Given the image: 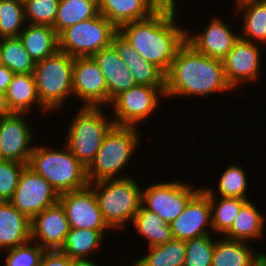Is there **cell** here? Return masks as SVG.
<instances>
[{"label":"cell","mask_w":266,"mask_h":266,"mask_svg":"<svg viewBox=\"0 0 266 266\" xmlns=\"http://www.w3.org/2000/svg\"><path fill=\"white\" fill-rule=\"evenodd\" d=\"M175 15L156 11L145 19L118 28L142 58L165 74L170 70L177 51L186 43L187 32L175 23Z\"/></svg>","instance_id":"obj_1"},{"label":"cell","mask_w":266,"mask_h":266,"mask_svg":"<svg viewBox=\"0 0 266 266\" xmlns=\"http://www.w3.org/2000/svg\"><path fill=\"white\" fill-rule=\"evenodd\" d=\"M230 89L223 61L197 52L187 42L177 51L166 74L165 96H204Z\"/></svg>","instance_id":"obj_2"},{"label":"cell","mask_w":266,"mask_h":266,"mask_svg":"<svg viewBox=\"0 0 266 266\" xmlns=\"http://www.w3.org/2000/svg\"><path fill=\"white\" fill-rule=\"evenodd\" d=\"M34 147L27 166L47 180L60 195L89 185L86 167L67 148Z\"/></svg>","instance_id":"obj_3"},{"label":"cell","mask_w":266,"mask_h":266,"mask_svg":"<svg viewBox=\"0 0 266 266\" xmlns=\"http://www.w3.org/2000/svg\"><path fill=\"white\" fill-rule=\"evenodd\" d=\"M89 186L95 187L93 189L100 211L110 229L123 227L127 221H133L142 204V189L135 180L120 176L93 182Z\"/></svg>","instance_id":"obj_4"},{"label":"cell","mask_w":266,"mask_h":266,"mask_svg":"<svg viewBox=\"0 0 266 266\" xmlns=\"http://www.w3.org/2000/svg\"><path fill=\"white\" fill-rule=\"evenodd\" d=\"M136 132V127L132 126L114 125L109 130L94 160L86 168L89 184L115 179L136 150L139 143Z\"/></svg>","instance_id":"obj_5"},{"label":"cell","mask_w":266,"mask_h":266,"mask_svg":"<svg viewBox=\"0 0 266 266\" xmlns=\"http://www.w3.org/2000/svg\"><path fill=\"white\" fill-rule=\"evenodd\" d=\"M74 57L57 51L36 62L33 75L41 104L49 111L62 107L67 96L73 94Z\"/></svg>","instance_id":"obj_6"},{"label":"cell","mask_w":266,"mask_h":266,"mask_svg":"<svg viewBox=\"0 0 266 266\" xmlns=\"http://www.w3.org/2000/svg\"><path fill=\"white\" fill-rule=\"evenodd\" d=\"M82 108L68 128L65 145L87 168L94 160L105 136L115 123L112 119L109 121L110 119L104 116L100 107Z\"/></svg>","instance_id":"obj_7"},{"label":"cell","mask_w":266,"mask_h":266,"mask_svg":"<svg viewBox=\"0 0 266 266\" xmlns=\"http://www.w3.org/2000/svg\"><path fill=\"white\" fill-rule=\"evenodd\" d=\"M118 28L100 13L63 30L59 35V51L72 57L93 56L112 44Z\"/></svg>","instance_id":"obj_8"},{"label":"cell","mask_w":266,"mask_h":266,"mask_svg":"<svg viewBox=\"0 0 266 266\" xmlns=\"http://www.w3.org/2000/svg\"><path fill=\"white\" fill-rule=\"evenodd\" d=\"M166 87L136 85L121 92L111 102L115 107V125L135 127L145 120L158 106L161 96L165 95ZM159 97V98H158Z\"/></svg>","instance_id":"obj_9"},{"label":"cell","mask_w":266,"mask_h":266,"mask_svg":"<svg viewBox=\"0 0 266 266\" xmlns=\"http://www.w3.org/2000/svg\"><path fill=\"white\" fill-rule=\"evenodd\" d=\"M59 201V194L51 184L26 166L10 201L12 205L30 220L47 207Z\"/></svg>","instance_id":"obj_10"},{"label":"cell","mask_w":266,"mask_h":266,"mask_svg":"<svg viewBox=\"0 0 266 266\" xmlns=\"http://www.w3.org/2000/svg\"><path fill=\"white\" fill-rule=\"evenodd\" d=\"M200 189L192 190L189 184L180 182L158 183L142 190L141 205L170 224Z\"/></svg>","instance_id":"obj_11"},{"label":"cell","mask_w":266,"mask_h":266,"mask_svg":"<svg viewBox=\"0 0 266 266\" xmlns=\"http://www.w3.org/2000/svg\"><path fill=\"white\" fill-rule=\"evenodd\" d=\"M59 202L65 209L70 228L96 231L110 228L103 219L94 189L89 185L60 194Z\"/></svg>","instance_id":"obj_12"},{"label":"cell","mask_w":266,"mask_h":266,"mask_svg":"<svg viewBox=\"0 0 266 266\" xmlns=\"http://www.w3.org/2000/svg\"><path fill=\"white\" fill-rule=\"evenodd\" d=\"M72 81L73 94L83 99V107H100L109 103L104 75L92 56L74 57Z\"/></svg>","instance_id":"obj_13"},{"label":"cell","mask_w":266,"mask_h":266,"mask_svg":"<svg viewBox=\"0 0 266 266\" xmlns=\"http://www.w3.org/2000/svg\"><path fill=\"white\" fill-rule=\"evenodd\" d=\"M26 113H16L0 118V160L28 164L34 146L31 127L24 119Z\"/></svg>","instance_id":"obj_14"},{"label":"cell","mask_w":266,"mask_h":266,"mask_svg":"<svg viewBox=\"0 0 266 266\" xmlns=\"http://www.w3.org/2000/svg\"><path fill=\"white\" fill-rule=\"evenodd\" d=\"M174 239L182 241L209 234L205 226L212 227L209 194L201 188L187 203L181 213L170 224Z\"/></svg>","instance_id":"obj_15"},{"label":"cell","mask_w":266,"mask_h":266,"mask_svg":"<svg viewBox=\"0 0 266 266\" xmlns=\"http://www.w3.org/2000/svg\"><path fill=\"white\" fill-rule=\"evenodd\" d=\"M254 43V41L240 36L222 60L226 80L232 89L239 82L255 81L259 74L261 55L259 46Z\"/></svg>","instance_id":"obj_16"},{"label":"cell","mask_w":266,"mask_h":266,"mask_svg":"<svg viewBox=\"0 0 266 266\" xmlns=\"http://www.w3.org/2000/svg\"><path fill=\"white\" fill-rule=\"evenodd\" d=\"M69 230L65 209L58 201L31 220V241L39 238L44 250H59Z\"/></svg>","instance_id":"obj_17"},{"label":"cell","mask_w":266,"mask_h":266,"mask_svg":"<svg viewBox=\"0 0 266 266\" xmlns=\"http://www.w3.org/2000/svg\"><path fill=\"white\" fill-rule=\"evenodd\" d=\"M111 45L131 71L137 85L166 87V74L142 58L119 31L114 35Z\"/></svg>","instance_id":"obj_18"},{"label":"cell","mask_w":266,"mask_h":266,"mask_svg":"<svg viewBox=\"0 0 266 266\" xmlns=\"http://www.w3.org/2000/svg\"><path fill=\"white\" fill-rule=\"evenodd\" d=\"M239 37L221 19L214 18L202 34L189 36L187 32L186 42L205 56L223 60Z\"/></svg>","instance_id":"obj_19"},{"label":"cell","mask_w":266,"mask_h":266,"mask_svg":"<svg viewBox=\"0 0 266 266\" xmlns=\"http://www.w3.org/2000/svg\"><path fill=\"white\" fill-rule=\"evenodd\" d=\"M92 57L104 75L108 89L109 104L121 92L137 85L131 71L126 67L112 45L101 49Z\"/></svg>","instance_id":"obj_20"},{"label":"cell","mask_w":266,"mask_h":266,"mask_svg":"<svg viewBox=\"0 0 266 266\" xmlns=\"http://www.w3.org/2000/svg\"><path fill=\"white\" fill-rule=\"evenodd\" d=\"M31 241V220L10 201H0V250L12 249Z\"/></svg>","instance_id":"obj_21"},{"label":"cell","mask_w":266,"mask_h":266,"mask_svg":"<svg viewBox=\"0 0 266 266\" xmlns=\"http://www.w3.org/2000/svg\"><path fill=\"white\" fill-rule=\"evenodd\" d=\"M19 38L35 63L59 50L58 34L50 25L29 24L21 31Z\"/></svg>","instance_id":"obj_22"},{"label":"cell","mask_w":266,"mask_h":266,"mask_svg":"<svg viewBox=\"0 0 266 266\" xmlns=\"http://www.w3.org/2000/svg\"><path fill=\"white\" fill-rule=\"evenodd\" d=\"M98 10L117 28L156 12L147 0H98Z\"/></svg>","instance_id":"obj_23"},{"label":"cell","mask_w":266,"mask_h":266,"mask_svg":"<svg viewBox=\"0 0 266 266\" xmlns=\"http://www.w3.org/2000/svg\"><path fill=\"white\" fill-rule=\"evenodd\" d=\"M6 99L12 112L27 113L34 103L44 112L48 111L40 102L33 73L15 74L9 83Z\"/></svg>","instance_id":"obj_24"},{"label":"cell","mask_w":266,"mask_h":266,"mask_svg":"<svg viewBox=\"0 0 266 266\" xmlns=\"http://www.w3.org/2000/svg\"><path fill=\"white\" fill-rule=\"evenodd\" d=\"M247 246L246 242L226 237L216 241L211 266H252L263 253L255 255Z\"/></svg>","instance_id":"obj_25"},{"label":"cell","mask_w":266,"mask_h":266,"mask_svg":"<svg viewBox=\"0 0 266 266\" xmlns=\"http://www.w3.org/2000/svg\"><path fill=\"white\" fill-rule=\"evenodd\" d=\"M264 215L252 202L247 201L239 210L231 228L224 234L226 238L248 241L262 236Z\"/></svg>","instance_id":"obj_26"},{"label":"cell","mask_w":266,"mask_h":266,"mask_svg":"<svg viewBox=\"0 0 266 266\" xmlns=\"http://www.w3.org/2000/svg\"><path fill=\"white\" fill-rule=\"evenodd\" d=\"M98 14V0H59L57 17L52 27L59 35L66 28Z\"/></svg>","instance_id":"obj_27"},{"label":"cell","mask_w":266,"mask_h":266,"mask_svg":"<svg viewBox=\"0 0 266 266\" xmlns=\"http://www.w3.org/2000/svg\"><path fill=\"white\" fill-rule=\"evenodd\" d=\"M132 222L138 233L149 240V247L165 244L173 239L170 225L142 205Z\"/></svg>","instance_id":"obj_28"},{"label":"cell","mask_w":266,"mask_h":266,"mask_svg":"<svg viewBox=\"0 0 266 266\" xmlns=\"http://www.w3.org/2000/svg\"><path fill=\"white\" fill-rule=\"evenodd\" d=\"M148 255L135 261L133 266H183L186 257L185 241L169 242L149 247Z\"/></svg>","instance_id":"obj_29"},{"label":"cell","mask_w":266,"mask_h":266,"mask_svg":"<svg viewBox=\"0 0 266 266\" xmlns=\"http://www.w3.org/2000/svg\"><path fill=\"white\" fill-rule=\"evenodd\" d=\"M0 64L15 74L33 73L35 67L19 36L0 39Z\"/></svg>","instance_id":"obj_30"},{"label":"cell","mask_w":266,"mask_h":266,"mask_svg":"<svg viewBox=\"0 0 266 266\" xmlns=\"http://www.w3.org/2000/svg\"><path fill=\"white\" fill-rule=\"evenodd\" d=\"M103 237L104 231L70 228L59 251L71 259H84L97 249Z\"/></svg>","instance_id":"obj_31"},{"label":"cell","mask_w":266,"mask_h":266,"mask_svg":"<svg viewBox=\"0 0 266 266\" xmlns=\"http://www.w3.org/2000/svg\"><path fill=\"white\" fill-rule=\"evenodd\" d=\"M203 189L209 194L211 203V228L216 230L215 232L224 235L231 228L241 207L249 200L221 196L220 201L216 203L217 199L214 196V191L206 187Z\"/></svg>","instance_id":"obj_32"},{"label":"cell","mask_w":266,"mask_h":266,"mask_svg":"<svg viewBox=\"0 0 266 266\" xmlns=\"http://www.w3.org/2000/svg\"><path fill=\"white\" fill-rule=\"evenodd\" d=\"M237 10L245 11L244 35L257 42L266 43V0H252L237 4Z\"/></svg>","instance_id":"obj_33"},{"label":"cell","mask_w":266,"mask_h":266,"mask_svg":"<svg viewBox=\"0 0 266 266\" xmlns=\"http://www.w3.org/2000/svg\"><path fill=\"white\" fill-rule=\"evenodd\" d=\"M25 20L24 2L0 0V38L18 37Z\"/></svg>","instance_id":"obj_34"},{"label":"cell","mask_w":266,"mask_h":266,"mask_svg":"<svg viewBox=\"0 0 266 266\" xmlns=\"http://www.w3.org/2000/svg\"><path fill=\"white\" fill-rule=\"evenodd\" d=\"M186 257L183 266H211L215 241L210 234L185 241Z\"/></svg>","instance_id":"obj_35"},{"label":"cell","mask_w":266,"mask_h":266,"mask_svg":"<svg viewBox=\"0 0 266 266\" xmlns=\"http://www.w3.org/2000/svg\"><path fill=\"white\" fill-rule=\"evenodd\" d=\"M243 168L232 165L228 167L222 174L218 191L222 197L239 198L248 200L246 198L247 177Z\"/></svg>","instance_id":"obj_36"},{"label":"cell","mask_w":266,"mask_h":266,"mask_svg":"<svg viewBox=\"0 0 266 266\" xmlns=\"http://www.w3.org/2000/svg\"><path fill=\"white\" fill-rule=\"evenodd\" d=\"M59 0H26L25 18L30 24L53 26L57 17Z\"/></svg>","instance_id":"obj_37"},{"label":"cell","mask_w":266,"mask_h":266,"mask_svg":"<svg viewBox=\"0 0 266 266\" xmlns=\"http://www.w3.org/2000/svg\"><path fill=\"white\" fill-rule=\"evenodd\" d=\"M27 164L12 160H0V201H11L20 175Z\"/></svg>","instance_id":"obj_38"},{"label":"cell","mask_w":266,"mask_h":266,"mask_svg":"<svg viewBox=\"0 0 266 266\" xmlns=\"http://www.w3.org/2000/svg\"><path fill=\"white\" fill-rule=\"evenodd\" d=\"M30 243L31 241L9 249L10 252L7 255L6 262L11 266H39L45 250L39 246L40 242L35 243V246H30L32 245Z\"/></svg>","instance_id":"obj_39"},{"label":"cell","mask_w":266,"mask_h":266,"mask_svg":"<svg viewBox=\"0 0 266 266\" xmlns=\"http://www.w3.org/2000/svg\"><path fill=\"white\" fill-rule=\"evenodd\" d=\"M73 259L59 250H45L39 266H71Z\"/></svg>","instance_id":"obj_40"},{"label":"cell","mask_w":266,"mask_h":266,"mask_svg":"<svg viewBox=\"0 0 266 266\" xmlns=\"http://www.w3.org/2000/svg\"><path fill=\"white\" fill-rule=\"evenodd\" d=\"M155 11L175 12V0H147Z\"/></svg>","instance_id":"obj_41"},{"label":"cell","mask_w":266,"mask_h":266,"mask_svg":"<svg viewBox=\"0 0 266 266\" xmlns=\"http://www.w3.org/2000/svg\"><path fill=\"white\" fill-rule=\"evenodd\" d=\"M15 75L9 68L0 64V91L7 92L9 83L12 81Z\"/></svg>","instance_id":"obj_42"},{"label":"cell","mask_w":266,"mask_h":266,"mask_svg":"<svg viewBox=\"0 0 266 266\" xmlns=\"http://www.w3.org/2000/svg\"><path fill=\"white\" fill-rule=\"evenodd\" d=\"M12 113L13 112L11 111L7 103L6 93L0 91V118L8 116Z\"/></svg>","instance_id":"obj_43"},{"label":"cell","mask_w":266,"mask_h":266,"mask_svg":"<svg viewBox=\"0 0 266 266\" xmlns=\"http://www.w3.org/2000/svg\"><path fill=\"white\" fill-rule=\"evenodd\" d=\"M71 266H98V265L84 258V259H73Z\"/></svg>","instance_id":"obj_44"},{"label":"cell","mask_w":266,"mask_h":266,"mask_svg":"<svg viewBox=\"0 0 266 266\" xmlns=\"http://www.w3.org/2000/svg\"><path fill=\"white\" fill-rule=\"evenodd\" d=\"M252 266H266V254H262Z\"/></svg>","instance_id":"obj_45"},{"label":"cell","mask_w":266,"mask_h":266,"mask_svg":"<svg viewBox=\"0 0 266 266\" xmlns=\"http://www.w3.org/2000/svg\"><path fill=\"white\" fill-rule=\"evenodd\" d=\"M247 1H252V0H236L237 4L244 3V2H247Z\"/></svg>","instance_id":"obj_46"},{"label":"cell","mask_w":266,"mask_h":266,"mask_svg":"<svg viewBox=\"0 0 266 266\" xmlns=\"http://www.w3.org/2000/svg\"><path fill=\"white\" fill-rule=\"evenodd\" d=\"M5 266H11L5 261ZM14 266H20V265H14Z\"/></svg>","instance_id":"obj_47"}]
</instances>
